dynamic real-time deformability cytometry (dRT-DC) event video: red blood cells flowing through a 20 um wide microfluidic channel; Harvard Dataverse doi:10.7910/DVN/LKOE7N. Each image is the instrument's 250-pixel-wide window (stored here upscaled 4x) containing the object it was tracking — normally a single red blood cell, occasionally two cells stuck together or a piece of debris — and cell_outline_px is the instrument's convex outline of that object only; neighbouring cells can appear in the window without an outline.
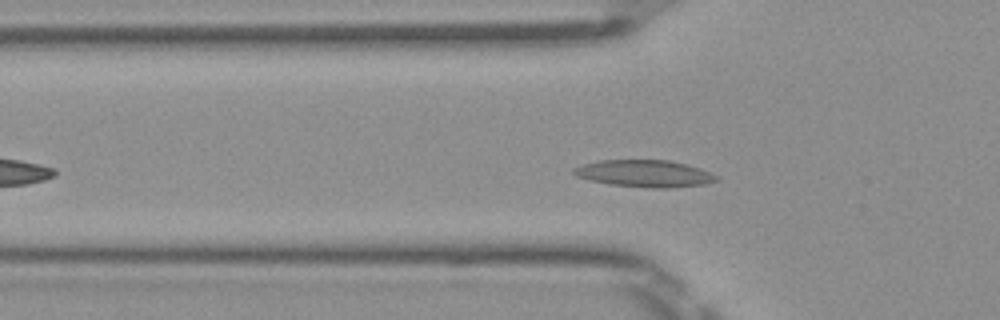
{"species": "Egyptian fruit bat (a non-hibernating species)", "species_latin": "Rousettus aegyptiacus", "temperature_condition": "room temperature", "stored_images_in_passage": 39, "camera_frame_rate_fps": 3000, "um_per_image_px": 0.085, "frame": {"image": 1, "passage_image": 10, "time_ms": 3.0, "image_size_px": [1000, 320], "cell_outline_px": [[720, 180], [704, 184], [668, 188], [648, 188], [612, 184], [588, 180], [576, 176], [572, 172], [572, 168], [580, 164], [600, 160], [668, 160], [700, 168], [716, 176]], "centroid_in_image_um": [54.73, 14.75], "position_along_channel_um": 71.1, "area_um2": 22.43}}
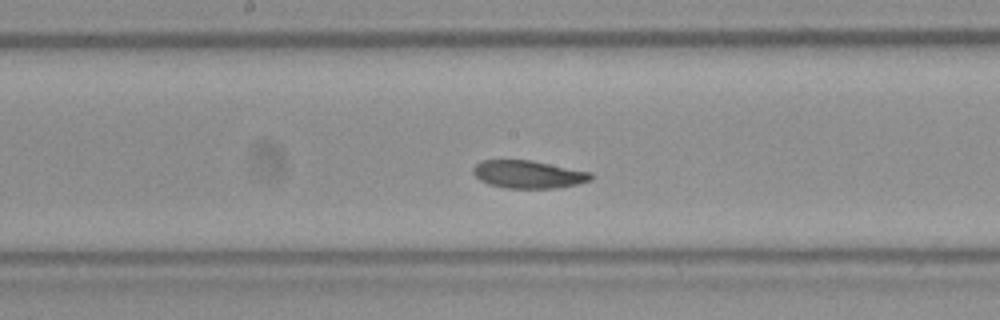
{"frame": {"image": 2, "passage_image": 20, "time_ms": 6.333, "image_size_px": [1000, 320], "cell_outline_px": [[592, 180], [576, 184], [556, 188], [504, 188], [488, 184], [480, 180], [472, 172], [472, 168], [480, 160], [532, 160], [592, 172]], "centroid_in_image_um": [44.9, 14.81], "position_along_channel_um": 203.3, "area_um2": 19.19}}
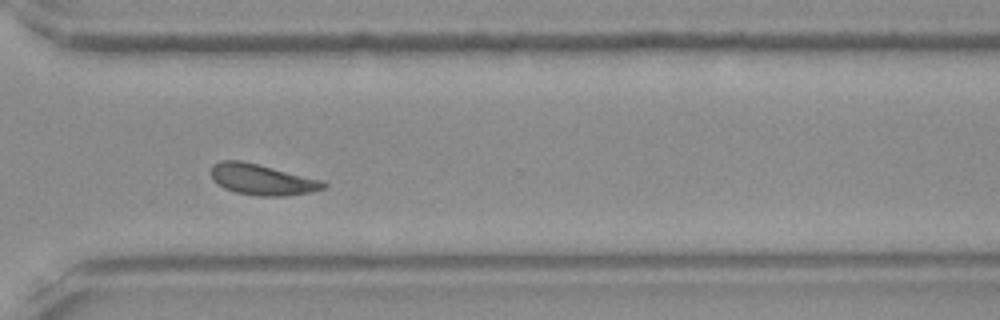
{"frame": {"image": 3, "passage_image": 31, "time_ms": 10.0, "image_size_px": [1000, 320], "cell_outline_px": [[328, 184], [324, 188], [312, 192], [284, 196], [260, 196], [236, 192], [224, 188], [216, 184], [212, 180], [208, 172], [212, 164], [220, 160], [240, 160], [324, 180]], "centroid_in_image_um": [22.23, 15.25], "position_along_channel_um": 348.4, "area_um2": 20.52}, "authors_computed_cell_mechanics": {"area_um2": 19.5942, "velocity_mm_per_s": 3.9562, "shape_relaxation_time_tau1_ms": 7.5285, "shape_relaxation_time_tau2_ms": 4.9056, "deformation_change_tau1": 0.1252, "deformation_change_tau2": 0.1021}}